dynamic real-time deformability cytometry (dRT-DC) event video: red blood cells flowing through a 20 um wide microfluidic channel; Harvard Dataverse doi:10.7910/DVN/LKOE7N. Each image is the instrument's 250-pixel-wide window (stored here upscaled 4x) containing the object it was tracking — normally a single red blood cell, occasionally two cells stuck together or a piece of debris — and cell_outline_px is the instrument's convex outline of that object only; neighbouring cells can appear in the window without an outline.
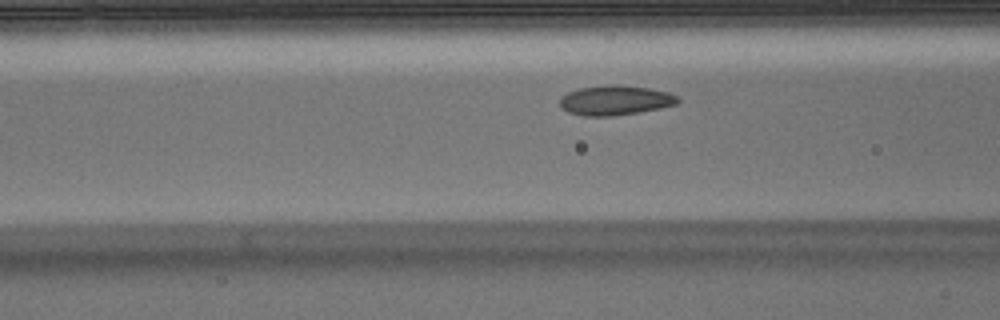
{"species": "Egyptian fruit bat (a non-hibernating species)", "species_latin": "Rousettus aegyptiacus", "temperature_condition": "warm", "stored_images_in_passage": 38, "camera_frame_rate_fps": 3000, "um_per_image_px": 0.085, "animal": {"sex": "male"}, "frame": {"image": 1, "passage_image": 13, "time_ms": 4.0, "image_size_px": [1000, 320], "cell_outline_px": [[680, 100], [676, 104], [660, 108], [640, 112], [612, 116], [584, 116], [568, 112], [560, 108], [560, 96], [568, 92], [580, 88], [648, 88], [668, 92], [676, 96]], "centroid_in_image_um": [52.26, 8.59], "position_along_channel_um": 114.3, "area_um2": 19.42}}
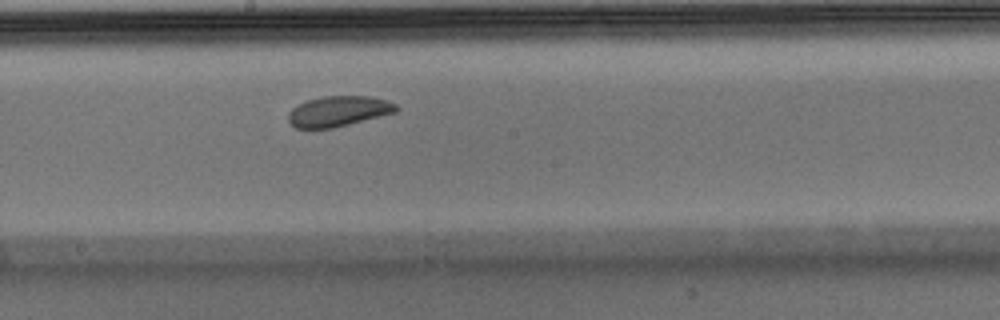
{"frame": {"image": 2, "passage_image": 21, "time_ms": 6.667, "image_size_px": [1000, 320], "cell_outline_px": [[400, 108], [396, 112], [332, 128], [296, 128], [288, 120], [288, 112], [296, 104], [308, 100], [324, 96], [368, 96], [384, 100], [396, 104]], "centroid_in_image_um": [28.74, 9.45], "position_along_channel_um": 219.5, "area_um2": 18.96}}
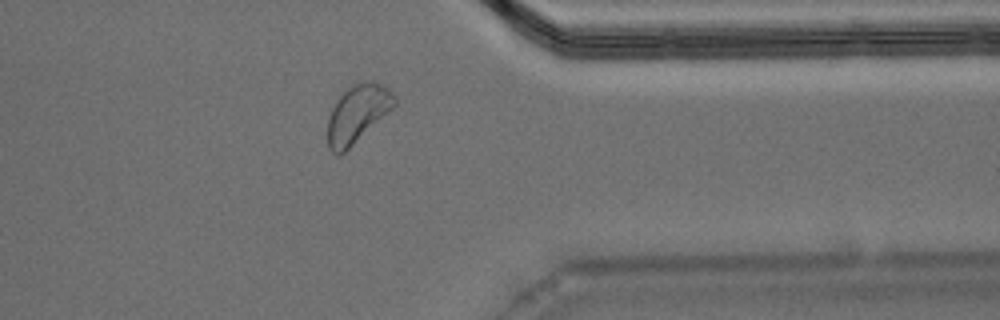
{"frame": {"image": 3, "passage_image": 34, "time_ms": 11.0, "image_size_px": [1000, 320], "cell_outline_px": [[396, 104], [392, 108], [344, 152], [336, 156], [328, 148], [328, 116], [336, 100], [352, 84], [360, 80], [372, 80], [388, 88], [396, 96]], "centroid_in_image_um": [30.37, 9.63], "position_along_channel_um": 381.0, "area_um2": 22.25}}